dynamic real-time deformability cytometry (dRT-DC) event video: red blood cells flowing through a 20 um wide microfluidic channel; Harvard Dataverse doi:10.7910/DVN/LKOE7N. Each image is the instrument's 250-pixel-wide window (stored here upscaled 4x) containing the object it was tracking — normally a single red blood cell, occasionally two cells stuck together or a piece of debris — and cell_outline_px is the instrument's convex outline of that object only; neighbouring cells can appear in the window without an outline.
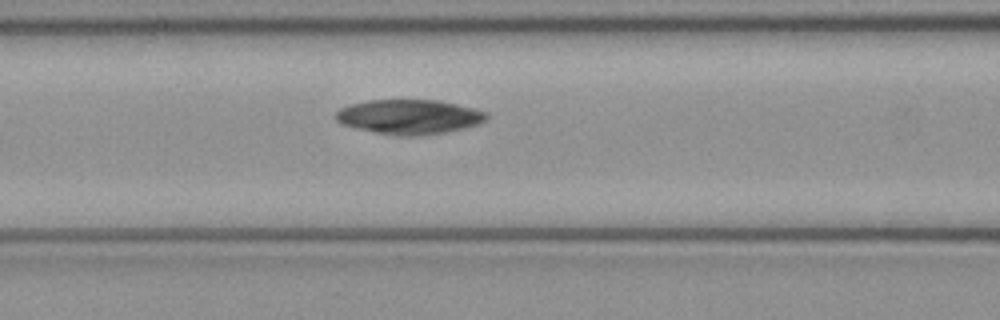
{"species": "common noctule bat (a hibernating species)", "species_latin": "Nyctalus noctula", "temperature_condition": "cold", "stored_images_in_passage": 6, "segment_of_instrument_passage": [1, 2], "camera_frame_rate_fps": 3000, "um_per_image_px": 0.085, "animal": {"sex": "female", "body_mass_g": 21.9}, "frame": {"image": 1, "passage_image": 5, "time_ms": 1.333, "image_size_px": [1000, 320], "cell_outline_px": [[488, 120], [464, 128], [444, 132], [420, 136], [396, 136], [356, 128], [340, 124], [336, 120], [336, 112], [340, 108], [352, 104], [368, 100], [440, 100], [488, 112]], "centroid_in_image_um": [34.79, 9.93], "position_along_channel_um": 131.8, "area_um2": 30.4}}